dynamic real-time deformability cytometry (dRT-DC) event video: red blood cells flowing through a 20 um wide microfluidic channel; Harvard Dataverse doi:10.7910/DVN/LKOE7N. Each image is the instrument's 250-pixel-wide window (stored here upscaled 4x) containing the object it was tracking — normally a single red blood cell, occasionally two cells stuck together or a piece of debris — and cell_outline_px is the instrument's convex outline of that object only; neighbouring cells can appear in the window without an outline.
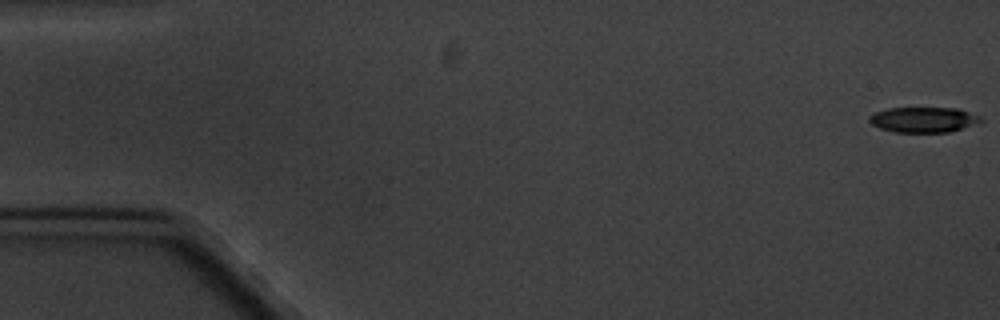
{"species": "common noctule bat (a hibernating species)", "species_latin": "Nyctalus noctula", "temperature_condition": "cold", "stored_images_in_passage": 5, "camera_frame_rate_fps": 3000, "um_per_image_px": 0.085, "animal": {"sex": "male", "body_mass_g": 20.1, "forearm_length_mm": 53.5}, "frame": {"image": 1, "passage_image": 1, "time_ms": 0.0, "image_size_px": [1000, 320], "cell_outline_px": [[984, 120], [948, 132], [892, 132], [880, 128], [872, 124], [868, 120], [868, 116], [876, 112], [888, 108], [956, 108], [980, 116]], "centroid_in_image_um": [78.44, 10.17], "position_along_channel_um": 6.6, "area_um2": 16.24}}
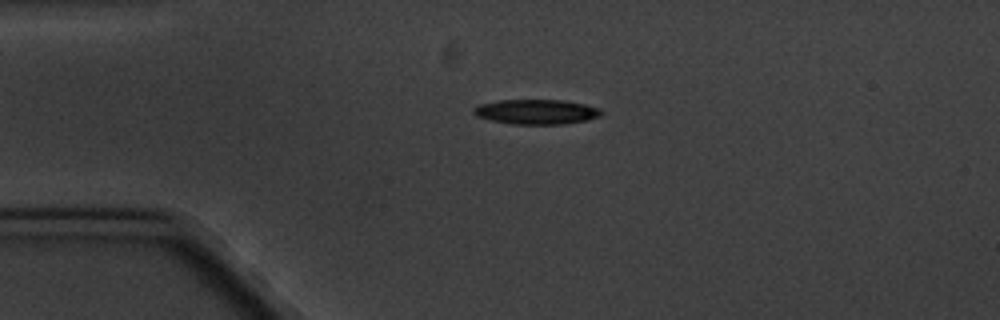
{"frame": {"image": 2, "passage_image": 4, "time_ms": 4.333, "image_size_px": [1000, 320], "cell_outline_px": [[604, 112], [600, 116], [588, 120], [564, 124], [512, 124], [492, 120], [476, 116], [472, 112], [472, 108], [480, 104], [500, 100], [564, 100], [584, 104], [600, 108]], "centroid_in_image_um": [45.61, 9.5], "position_along_channel_um": 39.4, "area_um2": 18.55}}